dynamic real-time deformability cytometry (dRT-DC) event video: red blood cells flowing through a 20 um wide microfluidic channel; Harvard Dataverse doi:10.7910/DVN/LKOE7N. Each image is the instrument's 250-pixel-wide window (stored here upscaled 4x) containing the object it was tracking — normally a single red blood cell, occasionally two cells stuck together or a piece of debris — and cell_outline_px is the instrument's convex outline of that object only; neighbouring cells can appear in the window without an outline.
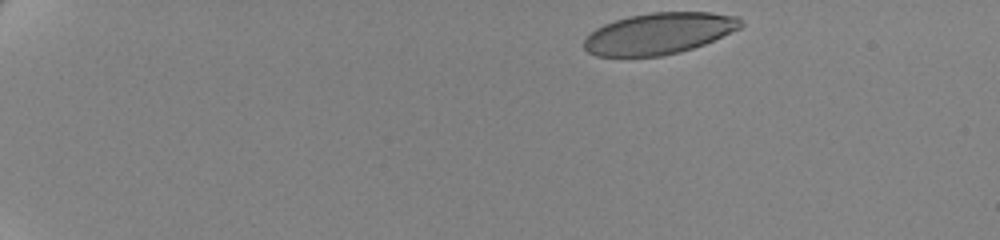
{"species": "human", "species_latin": "Homo sapiens", "temperature_condition": "cold", "stored_images_in_passage": 49, "camera_frame_rate_fps": 3000, "um_per_image_px": 0.085, "donor": {"sex": "female"}, "frame": {"image": 1, "passage_image": 1, "time_ms": 0.0, "image_size_px": [1000, 240], "cell_outline_px": [[744, 24], [740, 28], [704, 44], [680, 52], [660, 56], [596, 56], [588, 52], [584, 48], [584, 40], [596, 28], [604, 24], [628, 16], [652, 12], [712, 12], [740, 16], [744, 20]], "centroid_in_image_um": [56.05, 2.83], "position_along_channel_um": 28.9, "area_um2": 37.8}}
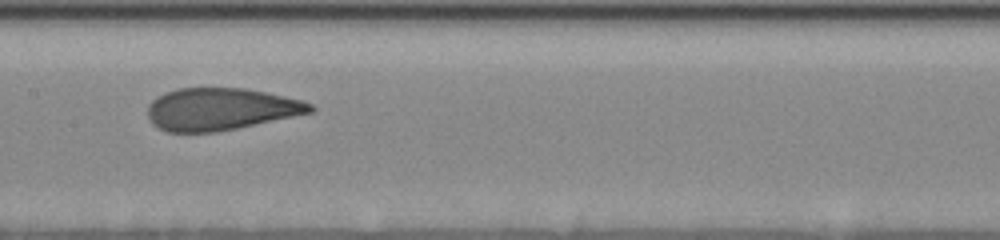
{"frame": {"image": 2, "passage_image": 25, "time_ms": 8.0, "image_size_px": [1000, 240], "cell_outline_px": [[316, 108], [312, 112], [236, 128], [216, 132], [168, 132], [152, 124], [148, 116], [148, 104], [156, 96], [176, 88], [244, 88], [264, 92], [300, 100], [312, 104]], "centroid_in_image_um": [18.7, 9.27], "position_along_channel_um": 188.7, "area_um2": 39.71}}
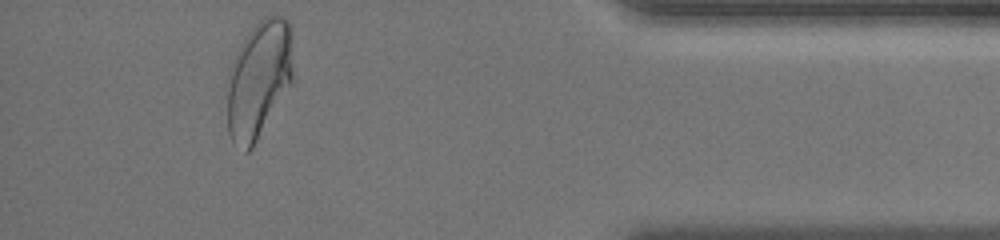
{"frame": {"image": 3, "passage_image": 47, "time_ms": 15.333, "image_size_px": [1000, 240], "cell_outline_px": [[292, 84], [252, 148], [248, 152], [244, 152], [232, 144], [228, 132], [228, 72], [232, 60], [240, 44], [252, 28], [264, 16], [280, 16], [288, 20], [292, 72]], "centroid_in_image_um": [21.96, 6.81], "position_along_channel_um": 413.2, "area_um2": 44.91}, "authors_computed_cell_mechanics": {"area_um2": 41.0958, "velocity_mm_per_s": 3.4731, "shape_relaxation_time_tau1_ms": 5.0846, "shape_relaxation_time_tau2_ms": 0.8371, "deformation_change_tau1": 0.1662, "deformation_change_tau2": 0.0687}}